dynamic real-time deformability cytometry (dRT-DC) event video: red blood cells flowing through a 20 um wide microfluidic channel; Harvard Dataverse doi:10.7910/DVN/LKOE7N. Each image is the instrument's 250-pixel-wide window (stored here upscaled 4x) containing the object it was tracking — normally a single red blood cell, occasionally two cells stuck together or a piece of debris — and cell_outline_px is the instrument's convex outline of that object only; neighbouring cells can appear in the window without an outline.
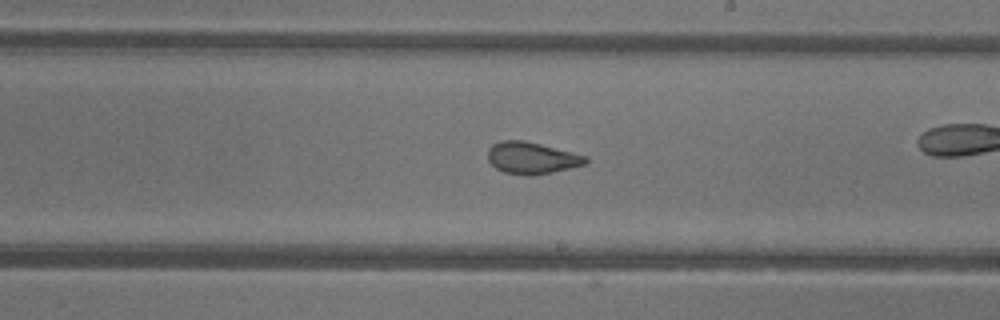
{"species": "common noctule bat (a hibernating species)", "species_latin": "Nyctalus noctula", "temperature_condition": "warm", "stored_images_in_passage": 48, "camera_frame_rate_fps": 3000, "um_per_image_px": 0.085, "animal": {"sex": "female"}, "frame": {"image": 1, "passage_image": 28, "time_ms": 9.0, "image_size_px": [1000, 320], "cell_outline_px": [[588, 160], [584, 164], [552, 172], [528, 176], [504, 172], [496, 168], [488, 160], [488, 148], [492, 144], [500, 140], [524, 140], [588, 156]], "centroid_in_image_um": [45.16, 13.41], "position_along_channel_um": 243.8, "area_um2": 18.03}, "authors_computed_cell_mechanics": {"area_um2": 21.097, "velocity_mm_per_s": 4.3434, "shape_relaxation_time_tau1_ms": 8.8377, "shape_relaxation_time_tau2_ms": 0.8944, "deformation_change_tau1": 0.1573, "deformation_change_tau2": 0.0653}}